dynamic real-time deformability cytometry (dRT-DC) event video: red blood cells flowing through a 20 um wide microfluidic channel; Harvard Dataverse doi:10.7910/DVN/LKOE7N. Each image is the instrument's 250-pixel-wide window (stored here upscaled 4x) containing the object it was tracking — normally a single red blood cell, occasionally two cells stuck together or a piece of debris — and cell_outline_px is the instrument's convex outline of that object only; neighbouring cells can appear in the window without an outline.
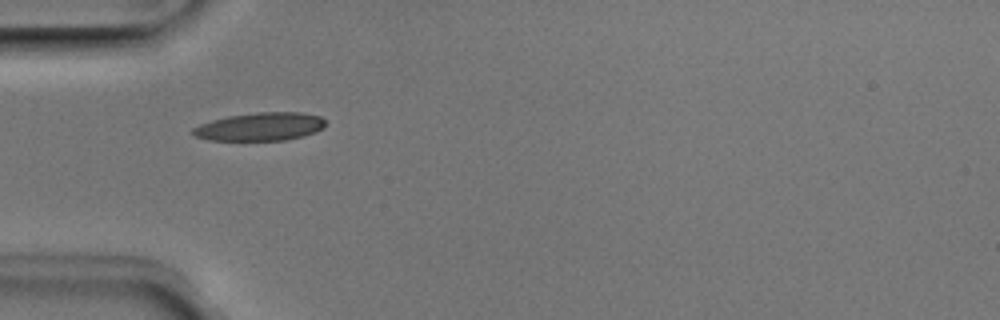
{"species": "Egyptian fruit bat (a non-hibernating species)", "species_latin": "Rousettus aegyptiacus", "temperature_condition": "room temperature", "stored_images_in_passage": 38, "camera_frame_rate_fps": 3000, "um_per_image_px": 0.085, "animal": {"sex": "male"}, "frame": {"image": 1, "passage_image": 3, "time_ms": 0.667, "image_size_px": [1000, 320], "cell_outline_px": [[324, 128], [316, 132], [304, 136], [284, 140], [208, 140], [196, 136], [192, 132], [192, 128], [200, 124], [212, 120], [228, 116], [260, 112], [300, 112], [320, 116], [324, 120]], "centroid_in_image_um": [22.13, 10.76], "position_along_channel_um": 62.9, "area_um2": 21.68}}
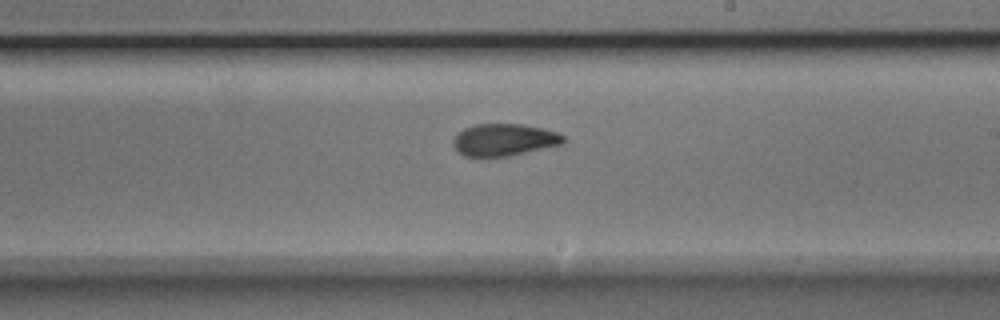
{"frame": {"image": 2, "passage_image": 17, "time_ms": 5.333, "image_size_px": [1000, 320], "cell_outline_px": [[564, 144], [508, 156], [464, 156], [452, 144], [452, 140], [464, 128], [476, 124], [524, 124], [544, 128], [556, 132], [564, 136]], "centroid_in_image_um": [42.88, 11.87], "position_along_channel_um": 246.1, "area_um2": 20.52}}
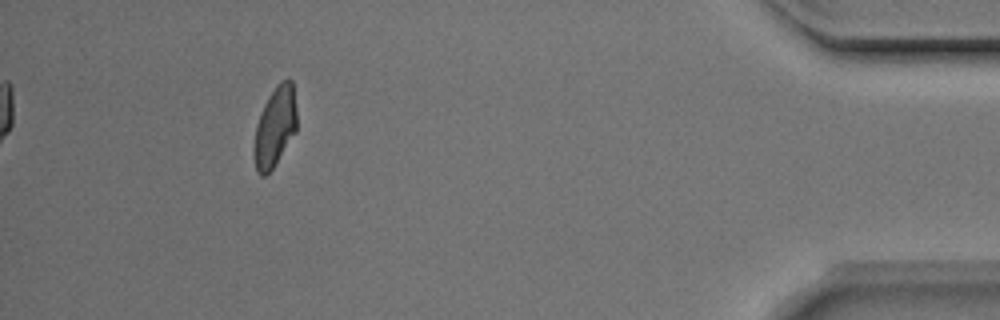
{"frame": {"image": 3, "passage_image": 34, "time_ms": 11.0, "image_size_px": [1000, 320], "cell_outline_px": [[296, 132], [272, 168], [264, 176], [260, 176], [256, 172], [252, 156], [252, 148], [256, 124], [264, 104], [268, 96], [276, 84], [280, 80], [292, 80], [296, 108]], "centroid_in_image_um": [23.33, 10.8], "position_along_channel_um": 411.9, "area_um2": 20.17}, "authors_computed_cell_mechanics": {"area_um2": 20.7213, "velocity_mm_per_s": 3.9585, "shape_relaxation_time_tau1_ms": 4.9839, "shape_relaxation_time_tau2_ms": 1.6664, "deformation_change_tau1": 0.1888, "deformation_change_tau2": 0.0835}}